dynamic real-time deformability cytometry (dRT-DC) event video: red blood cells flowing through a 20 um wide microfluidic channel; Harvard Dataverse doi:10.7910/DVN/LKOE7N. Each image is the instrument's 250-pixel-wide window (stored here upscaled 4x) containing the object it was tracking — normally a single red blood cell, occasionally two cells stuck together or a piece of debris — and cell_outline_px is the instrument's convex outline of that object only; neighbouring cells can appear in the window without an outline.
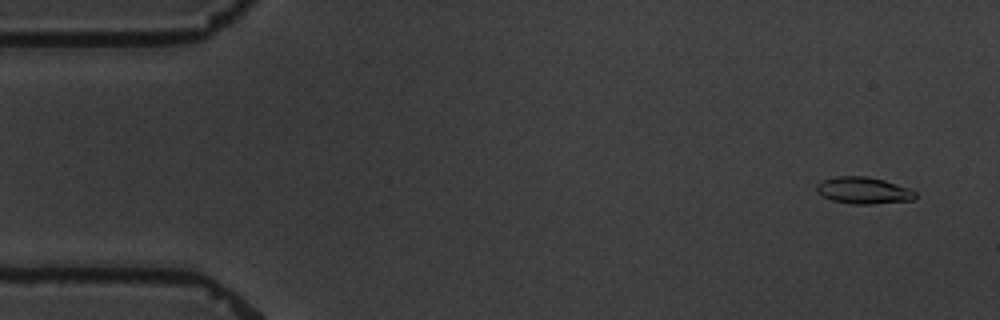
{"species": "common noctule bat (a hibernating species)", "species_latin": "Nyctalus noctula", "temperature_condition": "warm", "stored_images_in_passage": 5, "camera_frame_rate_fps": 3000, "um_per_image_px": 0.085, "animal": {"sex": "male", "body_mass_g": 19.5, "forearm_length_mm": 54.6}, "frame": {"image": 1, "passage_image": 2, "time_ms": 1.0, "image_size_px": [1000, 320], "cell_outline_px": [[916, 200], [872, 204], [856, 204], [832, 200], [816, 192], [816, 184], [824, 180], [836, 176], [868, 176], [884, 180], [908, 188], [916, 192]], "centroid_in_image_um": [73.41, 16.19], "position_along_channel_um": 11.6, "area_um2": 15.37}}
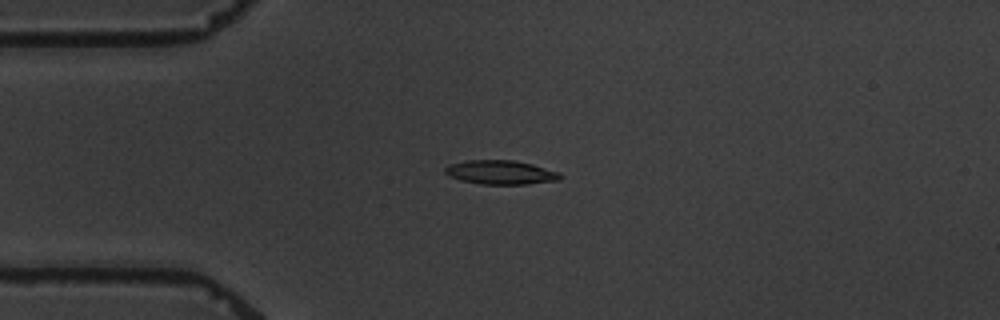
{"frame": {"image": 2, "passage_image": 5, "time_ms": 4.667, "image_size_px": [1000, 320], "cell_outline_px": [[564, 176], [560, 180], [528, 184], [480, 184], [460, 180], [448, 176], [444, 172], [444, 168], [448, 164], [464, 160], [512, 160], [532, 164], [560, 172]], "centroid_in_image_um": [42.55, 14.65], "position_along_channel_um": 42.5, "area_um2": 16.36}}